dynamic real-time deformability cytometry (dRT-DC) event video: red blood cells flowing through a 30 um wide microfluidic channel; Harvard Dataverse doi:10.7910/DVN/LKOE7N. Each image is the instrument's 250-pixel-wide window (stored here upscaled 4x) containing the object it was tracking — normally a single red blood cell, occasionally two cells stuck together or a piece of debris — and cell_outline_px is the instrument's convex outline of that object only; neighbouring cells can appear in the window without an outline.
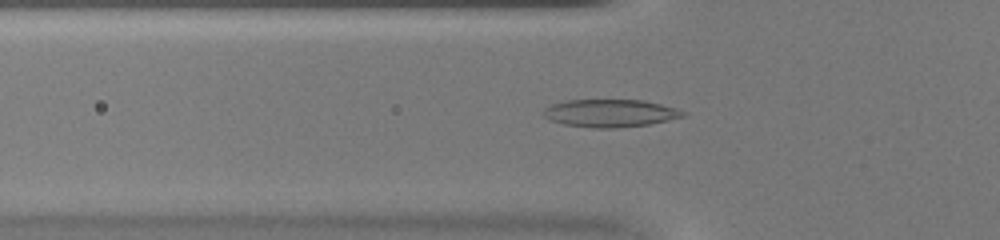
{"species": "common noctule bat (a hibernating species)", "species_latin": "Nyctalus noctula", "temperature_condition": "warm", "stored_images_in_passage": 34, "camera_frame_rate_fps": 3000, "um_per_image_px": 0.085, "animal": {"sex": "female", "body_mass_g": 20.0, "forearm_length_mm": 54.0}, "frame": {"image": 1, "passage_image": 4, "time_ms": 1.0, "image_size_px": [1000, 240], "cell_outline_px": [[688, 112], [684, 116], [668, 120], [648, 124], [616, 128], [592, 128], [564, 124], [548, 120], [544, 116], [544, 108], [552, 104], [568, 100], [644, 100], [676, 108]], "centroid_in_image_um": [51.86, 9.62], "position_along_channel_um": 73.9, "area_um2": 22.48}}
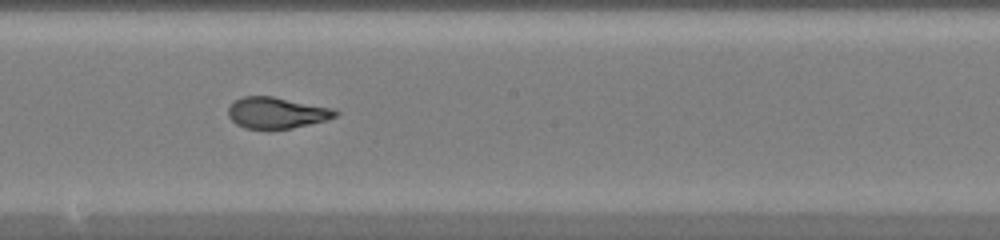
{"frame": {"image": 2, "passage_image": 14, "time_ms": 4.333, "image_size_px": [1000, 240], "cell_outline_px": [[340, 112], [336, 116], [328, 120], [292, 128], [244, 128], [236, 124], [228, 116], [228, 108], [236, 100], [244, 96], [272, 96], [332, 108]], "centroid_in_image_um": [23.53, 9.58], "position_along_channel_um": 224.7, "area_um2": 19.31}}
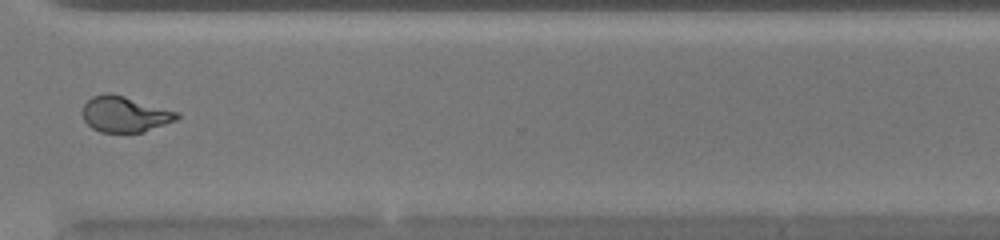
{"frame": {"image": 3, "passage_image": 23, "time_ms": 7.333, "image_size_px": [1000, 240], "cell_outline_px": [[180, 116], [176, 120], [144, 132], [100, 132], [92, 128], [84, 120], [84, 104], [92, 96], [104, 92], [112, 92], [180, 112]], "centroid_in_image_um": [10.63, 9.69], "position_along_channel_um": 360.0, "area_um2": 19.83}}